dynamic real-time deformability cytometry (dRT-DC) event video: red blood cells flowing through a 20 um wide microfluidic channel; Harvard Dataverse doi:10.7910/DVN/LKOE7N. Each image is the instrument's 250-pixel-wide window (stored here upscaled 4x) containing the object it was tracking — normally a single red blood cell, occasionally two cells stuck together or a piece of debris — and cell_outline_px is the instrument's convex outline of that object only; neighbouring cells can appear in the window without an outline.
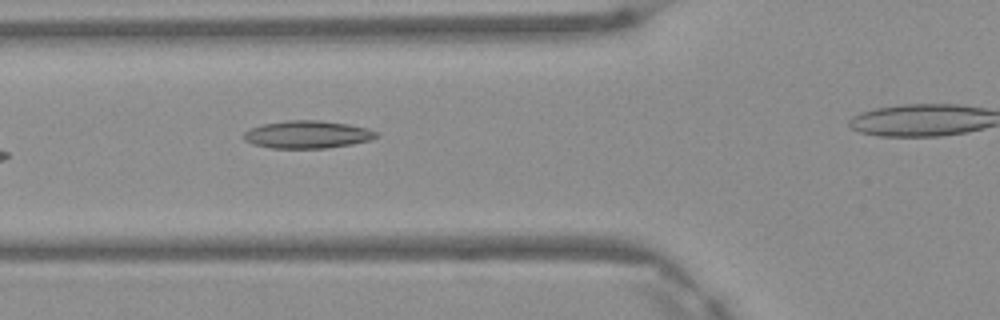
{"species": "Egyptian fruit bat (a non-hibernating species)", "species_latin": "Rousettus aegyptiacus", "temperature_condition": "warm", "stored_images_in_passage": 6, "camera_frame_rate_fps": 3000, "um_per_image_px": 0.085, "frame": {"image": 1, "passage_image": 5, "time_ms": 1.333, "image_size_px": [1000, 320], "cell_outline_px": [[380, 136], [368, 140], [352, 144], [328, 148], [272, 148], [252, 144], [244, 140], [244, 132], [248, 128], [264, 124], [288, 120], [320, 120], [348, 124], [368, 128], [376, 132]], "centroid_in_image_um": [26.11, 11.43], "position_along_channel_um": 99.7, "area_um2": 21.39}}